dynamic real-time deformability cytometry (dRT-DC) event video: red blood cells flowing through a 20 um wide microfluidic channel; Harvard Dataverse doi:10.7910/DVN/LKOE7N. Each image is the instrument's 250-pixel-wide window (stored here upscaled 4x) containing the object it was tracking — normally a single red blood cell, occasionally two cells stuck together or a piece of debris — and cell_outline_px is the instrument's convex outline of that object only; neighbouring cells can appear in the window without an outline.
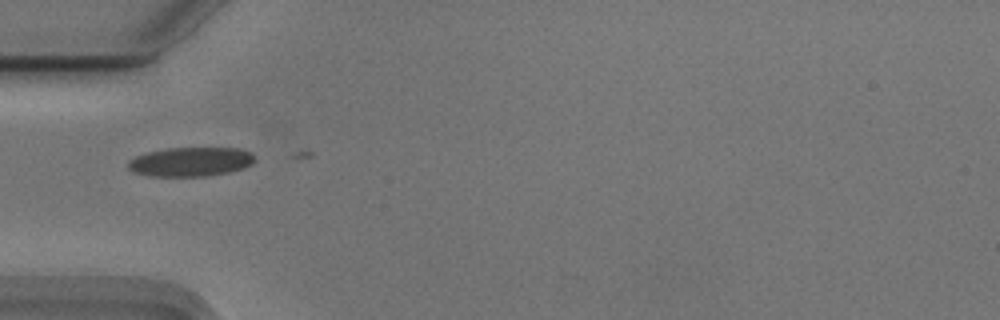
{"species": "Egyptian fruit bat (a non-hibernating species)", "species_latin": "Rousettus aegyptiacus", "temperature_condition": "cold", "stored_images_in_passage": 2, "camera_frame_rate_fps": 3000, "um_per_image_px": 0.085, "animal": {"sex": "male"}, "frame": {"image": 1, "passage_image": 1, "time_ms": 0.0, "image_size_px": [1000, 320], "cell_outline_px": [[252, 164], [244, 168], [228, 172], [204, 176], [148, 176], [132, 172], [128, 168], [128, 160], [136, 156], [148, 152], [164, 148], [240, 148], [252, 152]], "centroid_in_image_um": [16.16, 13.75], "position_along_channel_um": 68.8, "area_um2": 21.56}}